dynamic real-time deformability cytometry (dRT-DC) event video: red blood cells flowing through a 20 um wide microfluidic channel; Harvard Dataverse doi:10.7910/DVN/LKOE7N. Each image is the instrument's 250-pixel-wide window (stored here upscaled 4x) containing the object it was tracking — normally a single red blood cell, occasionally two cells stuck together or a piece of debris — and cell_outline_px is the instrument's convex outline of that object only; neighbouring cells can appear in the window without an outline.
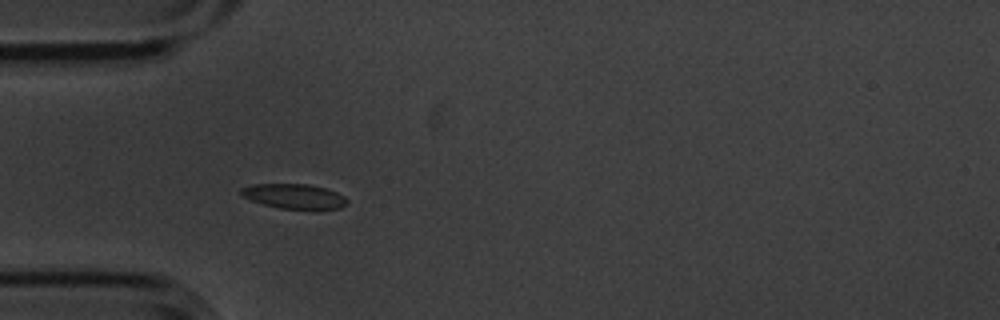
{"species": "common noctule bat (a hibernating species)", "species_latin": "Nyctalus noctula", "temperature_condition": "cold", "stored_images_in_passage": 39, "camera_frame_rate_fps": 3000, "um_per_image_px": 0.085, "animal": {"sex": "male", "body_mass_g": 20.1, "forearm_length_mm": 53.5}, "frame": {"image": 1, "passage_image": 6, "time_ms": 1.667, "image_size_px": [1000, 320], "cell_outline_px": [[348, 204], [340, 208], [316, 212], [280, 208], [264, 204], [240, 196], [240, 188], [252, 184], [308, 184], [324, 188], [336, 192], [344, 196], [348, 200]], "centroid_in_image_um": [25.06, 16.72], "position_along_channel_um": 59.9, "area_um2": 15.95}}
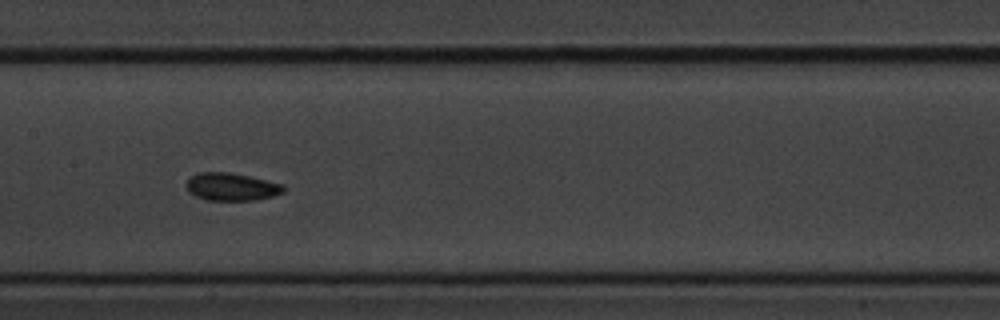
{"frame": {"image": 2, "passage_image": 17, "time_ms": 5.333, "image_size_px": [1000, 320], "cell_outline_px": [[284, 192], [272, 196], [256, 200], [204, 200], [188, 192], [184, 184], [188, 176], [200, 172], [228, 172], [248, 176], [284, 184]], "centroid_in_image_um": [19.61, 15.87], "position_along_channel_um": 187.8, "area_um2": 15.9}}
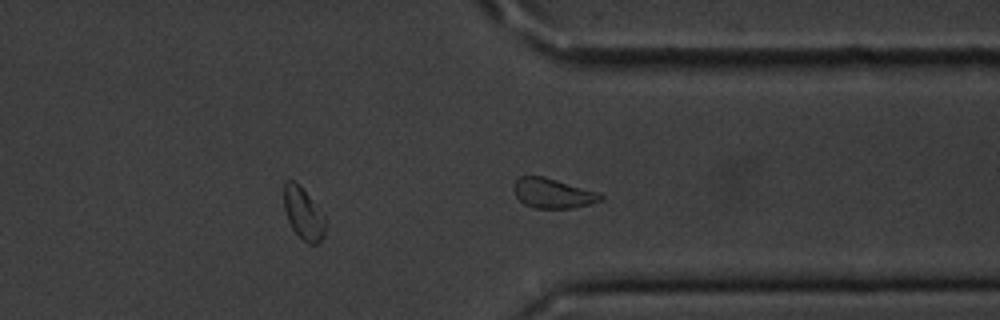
{"frame": {"image": 3, "passage_image": 32, "time_ms": 10.333, "image_size_px": [1000, 320], "cell_outline_px": [[324, 236], [316, 244], [308, 244], [292, 228], [288, 220], [284, 208], [284, 184], [288, 180], [292, 180], [300, 184], [324, 216]], "centroid_in_image_um": [25.76, 18.13], "position_along_channel_um": 385.6, "area_um2": 12.25}, "authors_computed_cell_mechanics": {"area_um2": 15.5482, "velocity_mm_per_s": 3.539, "shape_relaxation_time_tau1_ms": 5.328, "shape_relaxation_time_tau2_ms": 4.8976, "deformation_change_tau1": 0.1233, "deformation_change_tau2": 0.0781}}